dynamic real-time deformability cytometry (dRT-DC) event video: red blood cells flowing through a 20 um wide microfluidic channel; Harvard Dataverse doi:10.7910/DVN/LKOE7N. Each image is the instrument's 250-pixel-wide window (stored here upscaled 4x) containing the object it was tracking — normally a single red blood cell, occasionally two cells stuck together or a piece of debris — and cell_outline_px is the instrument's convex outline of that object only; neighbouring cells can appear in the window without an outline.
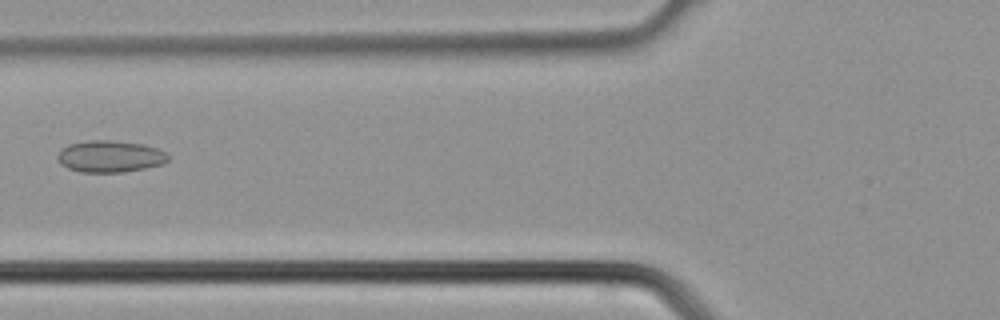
{"species": "common noctule bat (a hibernating species)", "species_latin": "Nyctalus noctula", "temperature_condition": "cold", "stored_images_in_passage": 38, "camera_frame_rate_fps": 3000, "um_per_image_px": 0.085, "animal": {"sex": "male", "body_mass_g": 21.5, "forearm_length_mm": 52.0}, "frame": {"image": 1, "passage_image": 15, "time_ms": 4.667, "image_size_px": [1000, 320], "cell_outline_px": [[168, 160], [164, 164], [124, 172], [80, 172], [68, 168], [60, 164], [56, 156], [68, 144], [88, 140], [108, 140], [144, 144], [156, 148], [164, 152], [168, 156]], "centroid_in_image_um": [9.34, 13.3], "position_along_channel_um": 116.5, "area_um2": 20.4}}
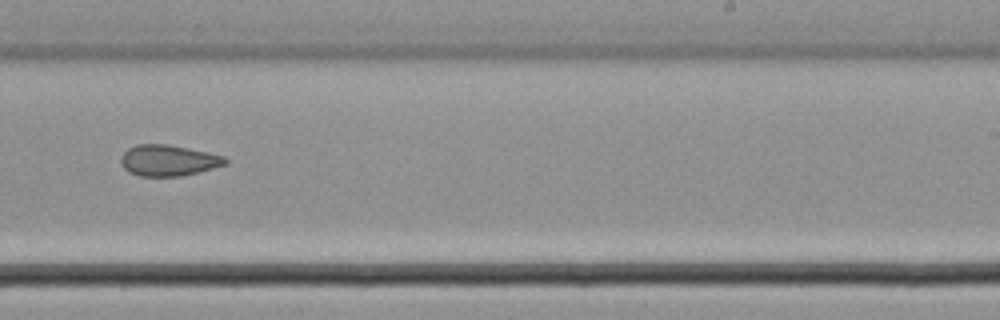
{"frame": {"image": 2, "passage_image": 24, "time_ms": 7.667, "image_size_px": [1000, 320], "cell_outline_px": [[228, 164], [180, 176], [140, 176], [128, 172], [120, 164], [120, 160], [124, 152], [128, 148], [136, 144], [168, 144], [208, 152], [224, 156], [228, 160]], "centroid_in_image_um": [14.29, 13.63], "position_along_channel_um": 274.7, "area_um2": 18.9}}
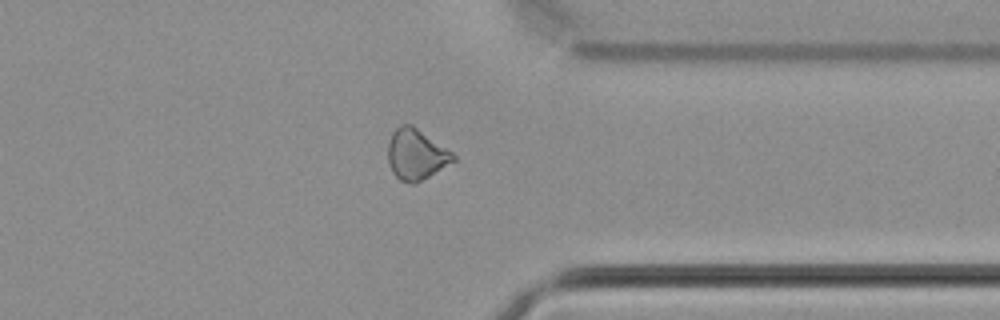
{"frame": {"image": 3, "passage_image": 30, "time_ms": 9.667, "image_size_px": [1000, 320], "cell_outline_px": [[456, 160], [416, 184], [412, 184], [400, 180], [392, 172], [388, 160], [388, 144], [392, 132], [400, 124], [412, 124], [452, 152], [456, 156]], "centroid_in_image_um": [35.36, 13.13], "position_along_channel_um": 376.0, "area_um2": 19.31}}